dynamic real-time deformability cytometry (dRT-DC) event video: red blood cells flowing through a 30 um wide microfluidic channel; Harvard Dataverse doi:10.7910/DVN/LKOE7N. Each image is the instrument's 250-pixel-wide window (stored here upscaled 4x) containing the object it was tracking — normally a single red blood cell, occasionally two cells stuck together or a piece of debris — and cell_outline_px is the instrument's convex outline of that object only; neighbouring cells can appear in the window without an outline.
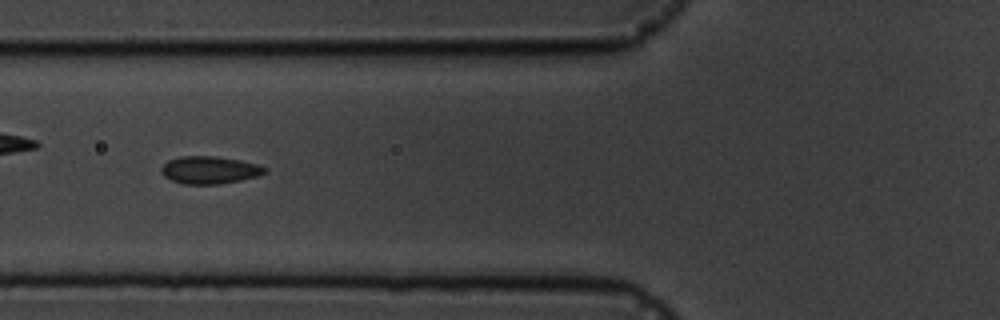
{"species": "common noctule bat (a hibernating species)", "species_latin": "Nyctalus noctula", "temperature_condition": "cold", "stored_images_in_passage": 8, "camera_frame_rate_fps": 3000, "um_per_image_px": 0.085, "animal": {"sex": "male", "body_mass_g": 19.5, "forearm_length_mm": 54.6}, "frame": {"image": 1, "passage_image": 7, "time_ms": 7.0, "image_size_px": [1000, 320], "cell_outline_px": [[268, 168], [264, 172], [256, 176], [240, 180], [220, 184], [184, 184], [172, 180], [164, 176], [160, 172], [160, 168], [168, 160], [180, 156], [216, 156], [240, 160], [256, 164]], "centroid_in_image_um": [17.77, 14.44], "position_along_channel_um": 108.0, "area_um2": 16.53}}
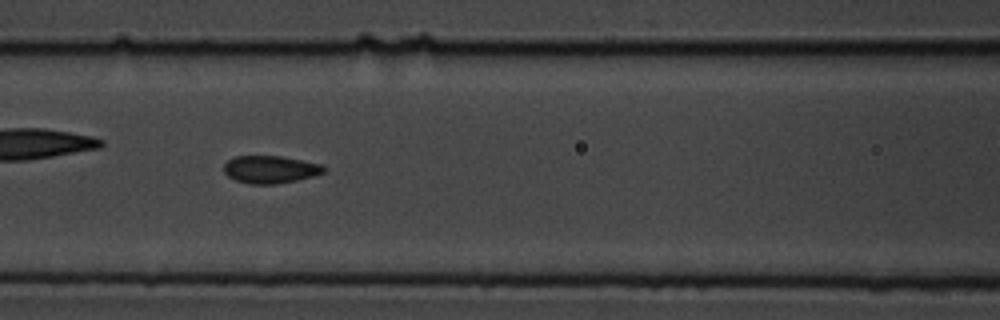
{"frame": {"image": 2, "passage_image": 8, "time_ms": 8.0, "image_size_px": [1000, 320], "cell_outline_px": [[324, 172], [312, 176], [296, 180], [276, 184], [248, 184], [236, 180], [228, 176], [224, 172], [224, 164], [228, 160], [236, 156], [280, 156], [324, 164]], "centroid_in_image_um": [22.96, 14.4], "position_along_channel_um": 143.6, "area_um2": 16.01}}